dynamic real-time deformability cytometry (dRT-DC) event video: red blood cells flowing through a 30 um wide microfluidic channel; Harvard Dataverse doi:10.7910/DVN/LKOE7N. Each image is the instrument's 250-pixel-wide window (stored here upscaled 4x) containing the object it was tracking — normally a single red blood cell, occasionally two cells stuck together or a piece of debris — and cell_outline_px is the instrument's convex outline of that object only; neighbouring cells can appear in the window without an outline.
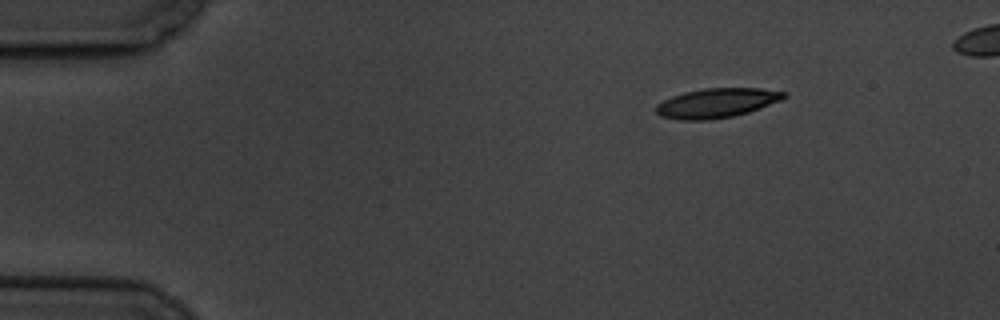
{"species": "common noctule bat (a hibernating species)", "species_latin": "Nyctalus noctula", "temperature_condition": "cold", "stored_images_in_passage": 6, "camera_frame_rate_fps": 3000, "um_per_image_px": 0.085, "animal": {"sex": "male", "body_mass_g": 19.5, "forearm_length_mm": 54.6}, "frame": {"image": 1, "passage_image": 6, "time_ms": 7.0, "image_size_px": [1000, 320], "cell_outline_px": [[788, 96], [780, 100], [760, 108], [748, 112], [732, 116], [708, 120], [676, 120], [660, 116], [656, 112], [656, 104], [672, 96], [684, 92], [704, 88], [760, 88], [788, 92]], "centroid_in_image_um": [60.91, 8.75], "position_along_channel_um": 24.1, "area_um2": 22.02}}